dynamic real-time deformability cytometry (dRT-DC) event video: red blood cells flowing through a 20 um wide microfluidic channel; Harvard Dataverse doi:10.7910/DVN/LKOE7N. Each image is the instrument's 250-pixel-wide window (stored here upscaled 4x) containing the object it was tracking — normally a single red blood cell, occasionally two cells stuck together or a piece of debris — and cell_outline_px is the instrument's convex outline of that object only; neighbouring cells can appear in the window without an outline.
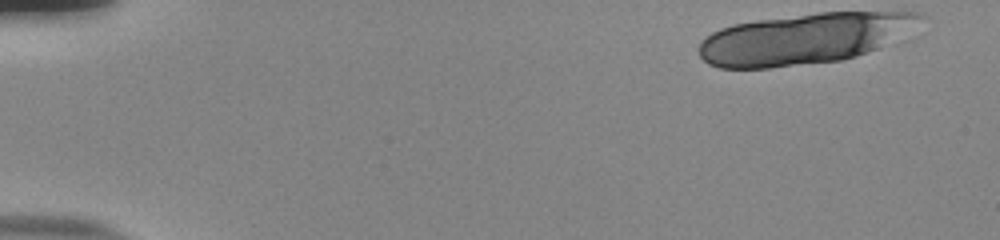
{"species": "human", "species_latin": "Homo sapiens", "temperature_condition": "room temperature", "stored_images_in_passage": 17, "camera_frame_rate_fps": 3000, "um_per_image_px": 0.085, "donor": {"sex": "male"}, "frame": {"image": 1, "passage_image": 1, "time_ms": 0.0, "image_size_px": [1000, 240], "cell_outline_px": [[924, 16], [880, 48], [856, 56], [840, 60], [768, 68], [720, 68], [708, 64], [700, 56], [700, 40], [712, 32], [720, 28], [732, 24], [756, 20], [816, 12], [924, 12]], "centroid_in_image_um": [68.23, 3.28], "position_along_channel_um": 16.8, "area_um2": 64.74}}